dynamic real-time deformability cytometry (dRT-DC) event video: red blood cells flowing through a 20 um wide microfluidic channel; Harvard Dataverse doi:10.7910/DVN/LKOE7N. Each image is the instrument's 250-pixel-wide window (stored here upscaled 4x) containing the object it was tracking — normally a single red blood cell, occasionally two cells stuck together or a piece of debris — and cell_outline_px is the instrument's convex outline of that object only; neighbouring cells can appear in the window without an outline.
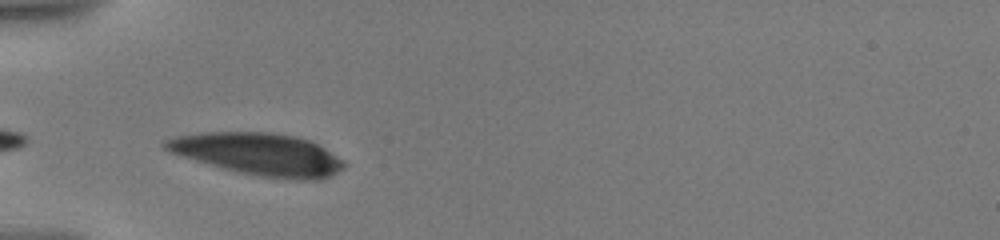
{"species": "human", "species_latin": "Homo sapiens", "temperature_condition": "warm", "stored_images_in_passage": 10, "camera_frame_rate_fps": 3000, "um_per_image_px": 0.085, "donor": {"sex": "male"}, "frame": {"image": 1, "passage_image": 1, "time_ms": 0.0, "image_size_px": [1000, 240], "cell_outline_px": [[348, 164], [344, 168], [320, 180], [296, 180], [260, 176], [240, 172], [224, 168], [196, 160], [172, 152], [164, 148], [160, 144], [164, 140], [172, 136], [204, 132], [268, 132], [296, 136], [308, 140], [324, 148], [344, 160]], "centroid_in_image_um": [21.99, 13.09], "position_along_channel_um": 63.0, "area_um2": 43.64}}
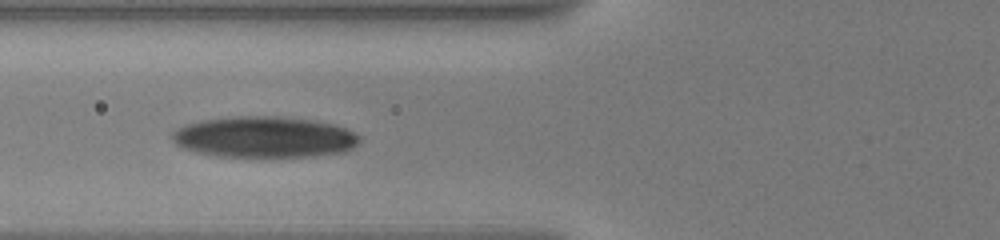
{"frame": {"image": 2, "passage_image": 9, "time_ms": 1.333, "image_size_px": [1000, 240], "cell_outline_px": [[360, 140], [352, 148], [344, 152], [316, 156], [216, 156], [196, 152], [184, 148], [176, 144], [172, 140], [172, 132], [176, 128], [184, 124], [200, 120], [236, 116], [280, 116], [316, 120], [332, 124], [344, 128], [360, 136]], "centroid_in_image_um": [22.44, 11.64], "position_along_channel_um": 103.4, "area_um2": 44.97}}